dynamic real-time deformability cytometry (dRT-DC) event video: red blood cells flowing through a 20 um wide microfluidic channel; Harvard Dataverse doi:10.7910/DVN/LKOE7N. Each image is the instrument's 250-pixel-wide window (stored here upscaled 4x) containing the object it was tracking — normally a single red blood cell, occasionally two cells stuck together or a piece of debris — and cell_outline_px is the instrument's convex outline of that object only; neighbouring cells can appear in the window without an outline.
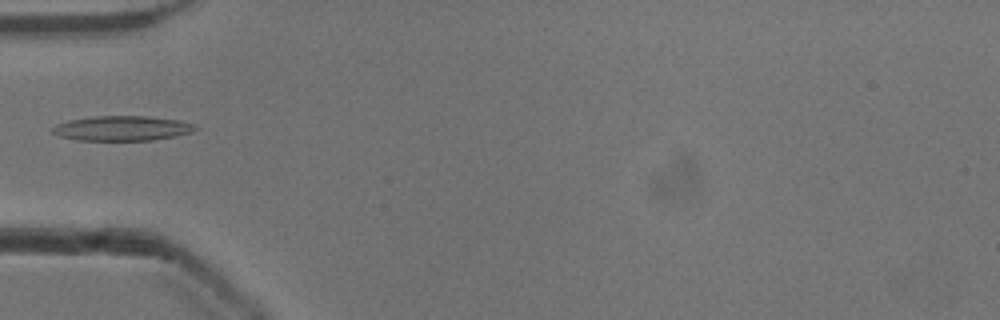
{"species": "common noctule bat (a hibernating species)", "species_latin": "Nyctalus noctula", "temperature_condition": "cold", "stored_images_in_passage": 21, "camera_frame_rate_fps": 3000, "um_per_image_px": 0.085, "animal": {"sex": "male", "body_mass_g": 13.3}, "frame": {"image": 1, "passage_image": 1, "time_ms": 0.0, "image_size_px": [1000, 320], "cell_outline_px": [[200, 128], [192, 132], [176, 136], [152, 140], [76, 140], [60, 136], [52, 132], [52, 128], [56, 124], [68, 120], [92, 116], [148, 116], [176, 120], [196, 124]], "centroid_in_image_um": [10.4, 10.9], "position_along_channel_um": 74.6, "area_um2": 20.75}}
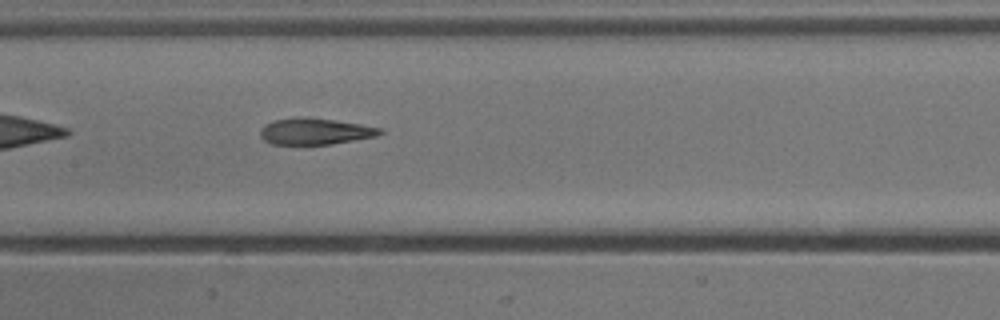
{"frame": {"image": 2, "passage_image": 9, "time_ms": 2.667, "image_size_px": [1000, 320], "cell_outline_px": [[384, 132], [376, 136], [332, 144], [272, 144], [264, 140], [260, 136], [260, 128], [264, 124], [276, 120], [296, 116], [304, 116], [360, 124], [380, 128]], "centroid_in_image_um": [26.74, 11.16], "position_along_channel_um": 180.7, "area_um2": 18.38}}
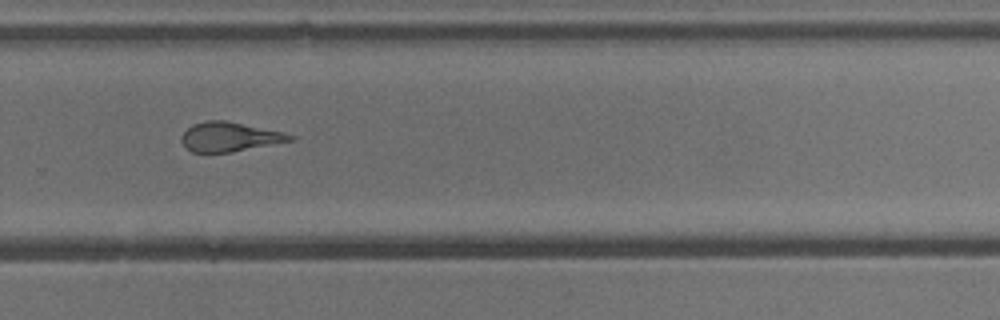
{"frame": {"image": 3, "passage_image": 19, "time_ms": 6.0, "image_size_px": [1000, 320], "cell_outline_px": [[296, 136], [292, 140], [232, 152], [192, 152], [180, 140], [180, 136], [192, 124], [204, 120], [224, 120], [284, 132]], "centroid_in_image_um": [19.49, 11.62], "position_along_channel_um": 310.3, "area_um2": 18.44}}